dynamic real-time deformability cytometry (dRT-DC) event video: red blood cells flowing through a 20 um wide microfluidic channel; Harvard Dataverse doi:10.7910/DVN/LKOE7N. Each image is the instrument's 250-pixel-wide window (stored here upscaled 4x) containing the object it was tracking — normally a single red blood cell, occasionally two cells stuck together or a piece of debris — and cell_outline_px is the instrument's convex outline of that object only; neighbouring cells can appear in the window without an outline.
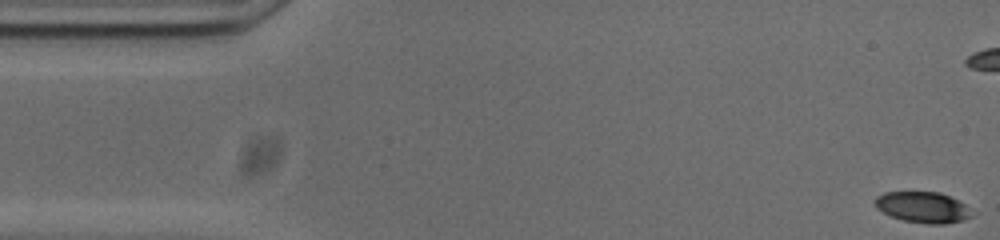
{"species": "common noctule bat (a hibernating species)", "species_latin": "Nyctalus noctula", "temperature_condition": "cold", "stored_images_in_passage": 55, "camera_frame_rate_fps": 3000, "um_per_image_px": 0.085, "animal": {"sex": "male", "body_mass_g": 20.0, "forearm_length_mm": 53.3}, "frame": {"image": 1, "passage_image": 1, "time_ms": 0.0, "image_size_px": [1000, 240], "cell_outline_px": [[972, 216], [964, 220], [944, 224], [928, 224], [904, 220], [892, 216], [876, 208], [872, 200], [876, 196], [884, 192], [940, 192], [964, 204]], "centroid_in_image_um": [78.38, 17.61], "position_along_channel_um": 6.6, "area_um2": 17.28}}
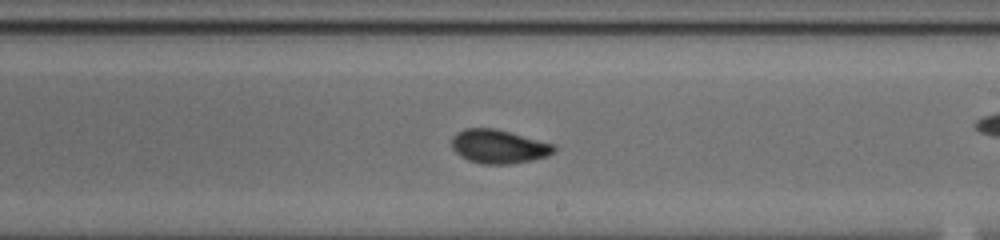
{"frame": {"image": 2, "passage_image": 30, "time_ms": 9.667, "image_size_px": [1000, 240], "cell_outline_px": [[556, 152], [548, 156], [532, 160], [508, 164], [480, 164], [468, 160], [460, 156], [452, 148], [452, 136], [456, 132], [464, 128], [496, 128], [556, 144]], "centroid_in_image_um": [42.41, 12.45], "position_along_channel_um": 246.6, "area_um2": 20.46}}
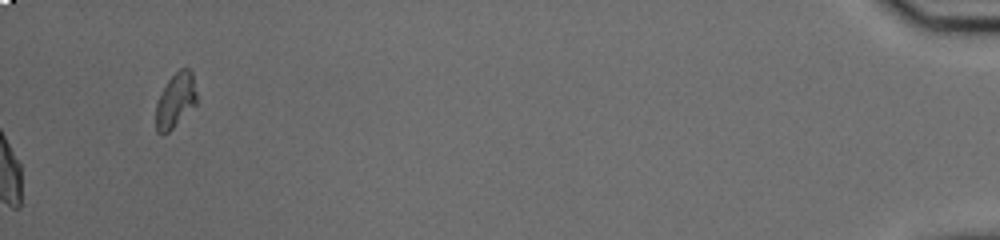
{"frame": {"image": 3, "passage_image": 55, "time_ms": 18.0, "image_size_px": [1000, 240], "cell_outline_px": [[196, 104], [164, 136], [156, 132], [156, 104], [168, 80], [180, 68], [188, 68], [192, 72], [196, 92]], "centroid_in_image_um": [14.91, 8.55], "position_along_channel_um": 420.3, "area_um2": 12.77}, "authors_computed_cell_mechanics": {"area_um2": 19.4786, "velocity_mm_per_s": 3.723, "shape_relaxation_time_tau1_ms": 6.2718, "shape_relaxation_time_tau2_ms": 1.9954, "deformation_change_tau1": 0.1599, "deformation_change_tau2": 0.0572}}